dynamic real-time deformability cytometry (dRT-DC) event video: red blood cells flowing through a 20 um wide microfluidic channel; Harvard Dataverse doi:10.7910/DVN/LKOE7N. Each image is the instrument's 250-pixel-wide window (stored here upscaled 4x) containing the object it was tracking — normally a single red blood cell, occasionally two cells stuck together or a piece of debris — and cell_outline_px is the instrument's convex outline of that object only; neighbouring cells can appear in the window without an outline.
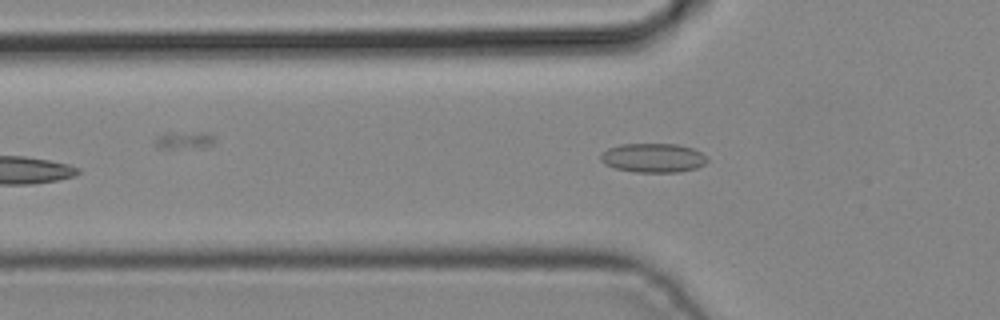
{"species": "common noctule bat (a hibernating species)", "species_latin": "Nyctalus noctula", "temperature_condition": "cold", "stored_images_in_passage": 5, "camera_frame_rate_fps": 3000, "um_per_image_px": 0.085, "animal": {"sex": "male", "body_mass_g": 19.2, "forearm_length_mm": 51.8}, "frame": {"image": 1, "passage_image": 4, "time_ms": 1.0, "image_size_px": [1000, 320], "cell_outline_px": [[708, 160], [704, 164], [696, 168], [680, 172], [636, 172], [616, 168], [604, 164], [600, 160], [600, 156], [608, 148], [620, 144], [676, 144], [692, 148], [700, 152]], "centroid_in_image_um": [55.5, 13.42], "position_along_channel_um": 70.3, "area_um2": 17.98}}
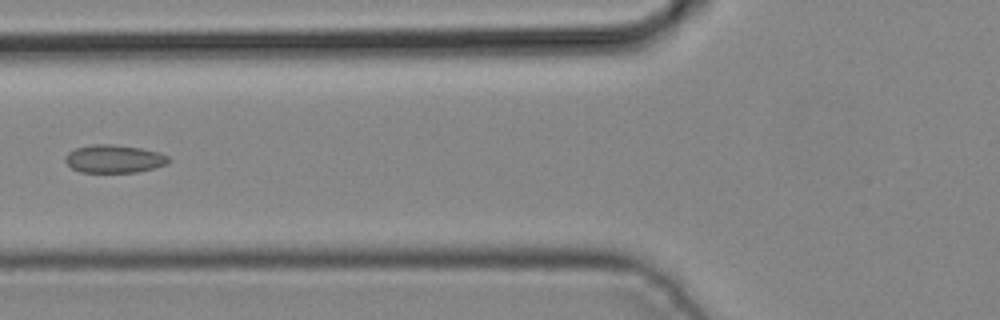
{"frame": {"image": 2, "passage_image": 5, "time_ms": 1.333, "image_size_px": [1000, 320], "cell_outline_px": [[172, 160], [168, 164], [156, 168], [136, 172], [80, 172], [72, 168], [64, 160], [64, 156], [68, 152], [76, 148], [92, 144], [108, 144], [140, 148], [156, 152], [168, 156]], "centroid_in_image_um": [9.7, 13.51], "position_along_channel_um": 116.1, "area_um2": 16.88}}